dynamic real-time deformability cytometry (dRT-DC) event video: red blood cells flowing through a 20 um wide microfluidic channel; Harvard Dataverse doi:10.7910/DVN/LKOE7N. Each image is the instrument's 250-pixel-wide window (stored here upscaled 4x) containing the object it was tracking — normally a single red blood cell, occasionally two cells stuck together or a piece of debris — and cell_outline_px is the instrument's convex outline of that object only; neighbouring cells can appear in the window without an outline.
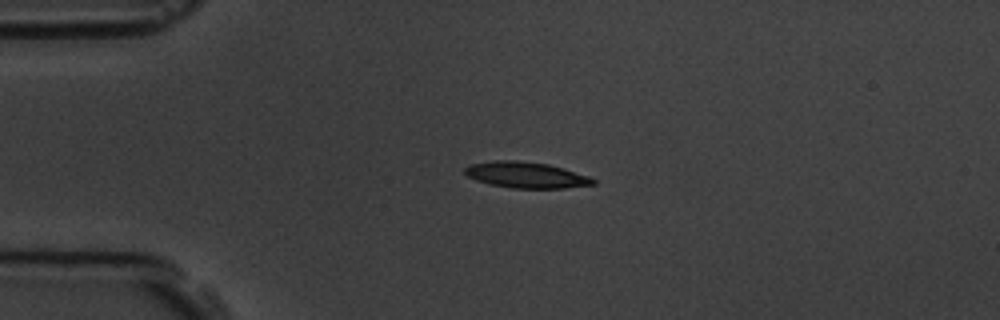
{"species": "common noctule bat (a hibernating species)", "species_latin": "Nyctalus noctula", "temperature_condition": "room temperature", "stored_images_in_passage": 5, "camera_frame_rate_fps": 3000, "um_per_image_px": 0.085, "animal": {"sex": "male", "body_mass_g": 19.5, "forearm_length_mm": 54.6}, "frame": {"image": 1, "passage_image": 3, "time_ms": 2.333, "image_size_px": [1000, 320], "cell_outline_px": [[596, 184], [564, 188], [512, 188], [488, 184], [476, 180], [468, 176], [464, 172], [464, 168], [472, 164], [492, 160], [516, 160], [548, 164], [564, 168], [588, 176], [596, 180]], "centroid_in_image_um": [44.71, 14.87], "position_along_channel_um": 40.3, "area_um2": 19.48}}
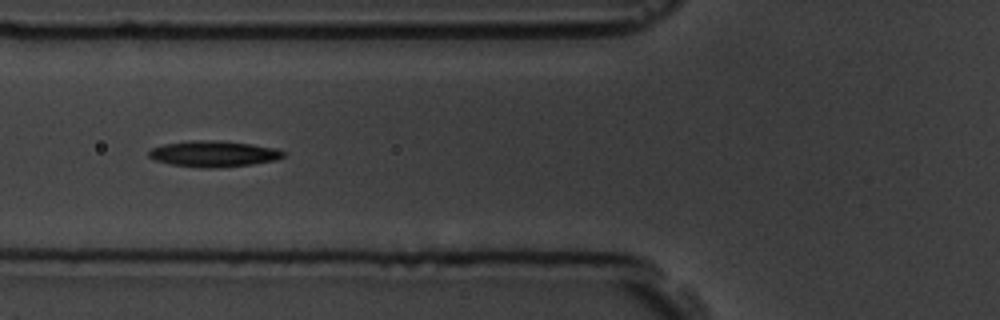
{"frame": {"image": 2, "passage_image": 5, "time_ms": 5.0, "image_size_px": [1000, 320], "cell_outline_px": [[284, 156], [276, 160], [252, 164], [216, 168], [200, 168], [172, 164], [156, 160], [148, 156], [148, 152], [152, 148], [164, 144], [188, 140], [216, 140], [252, 144], [276, 148], [284, 152]], "centroid_in_image_um": [18.16, 13.07], "position_along_channel_um": 107.6, "area_um2": 20.4}}